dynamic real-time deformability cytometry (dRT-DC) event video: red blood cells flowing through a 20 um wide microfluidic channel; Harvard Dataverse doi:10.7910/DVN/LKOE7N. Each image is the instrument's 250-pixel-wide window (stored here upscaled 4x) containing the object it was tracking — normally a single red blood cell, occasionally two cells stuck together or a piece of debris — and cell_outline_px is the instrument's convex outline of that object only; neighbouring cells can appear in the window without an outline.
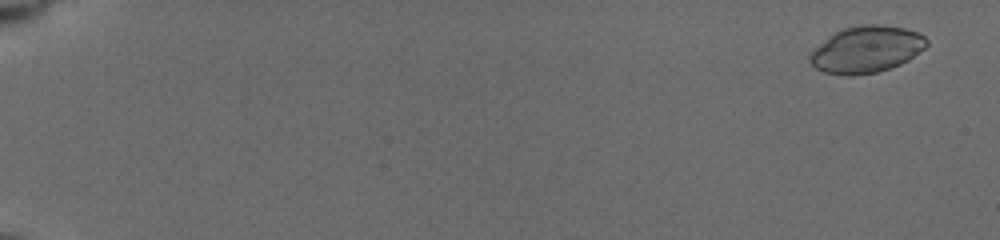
{"species": "common noctule bat (a hibernating species)", "species_latin": "Nyctalus noctula", "temperature_condition": "cold", "stored_images_in_passage": 55, "camera_frame_rate_fps": 3000, "um_per_image_px": 0.085, "animal": {"sex": "female", "body_mass_g": 19.5, "forearm_length_mm": 54.1}, "frame": {"image": 1, "passage_image": 3, "time_ms": 0.667, "image_size_px": [1000, 240], "cell_outline_px": [[928, 44], [924, 48], [908, 60], [900, 64], [876, 72], [852, 76], [848, 76], [824, 72], [816, 68], [808, 60], [808, 56], [812, 48], [828, 36], [844, 28], [864, 24], [876, 24], [904, 28], [916, 32], [924, 36], [928, 40]], "centroid_in_image_um": [73.6, 4.2], "position_along_channel_um": 11.4, "area_um2": 31.73}}